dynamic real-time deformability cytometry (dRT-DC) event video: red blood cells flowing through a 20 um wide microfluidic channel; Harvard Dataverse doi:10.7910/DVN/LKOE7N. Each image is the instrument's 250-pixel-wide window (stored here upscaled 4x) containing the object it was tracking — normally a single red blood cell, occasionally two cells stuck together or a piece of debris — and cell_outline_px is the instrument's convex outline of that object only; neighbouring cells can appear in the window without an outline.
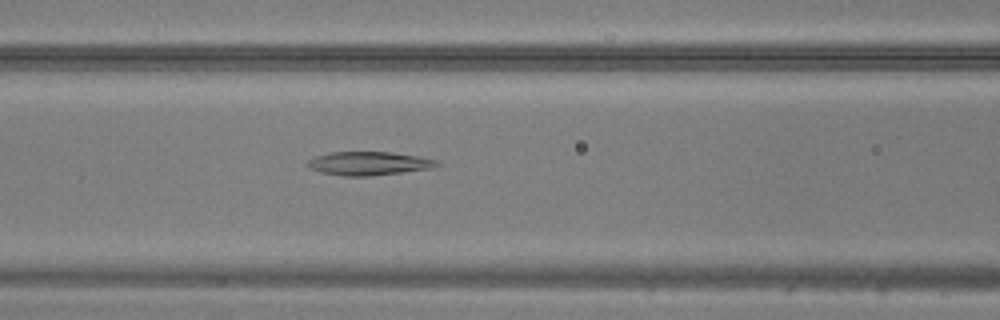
{"species": "common noctule bat (a hibernating species)", "species_latin": "Nyctalus noctula", "temperature_condition": "warm", "stored_images_in_passage": 35, "camera_frame_rate_fps": 3000, "um_per_image_px": 0.085, "animal": {"sex": "male", "body_mass_g": 20.5, "forearm_length_mm": 52.5}, "frame": {"image": 1, "passage_image": 8, "time_ms": 2.333, "image_size_px": [1000, 320], "cell_outline_px": [[440, 164], [432, 168], [368, 176], [344, 176], [320, 172], [312, 168], [308, 164], [308, 160], [316, 156], [332, 152], [392, 152], [416, 156], [436, 160]], "centroid_in_image_um": [31.34, 13.89], "position_along_channel_um": 135.3, "area_um2": 17.4}}
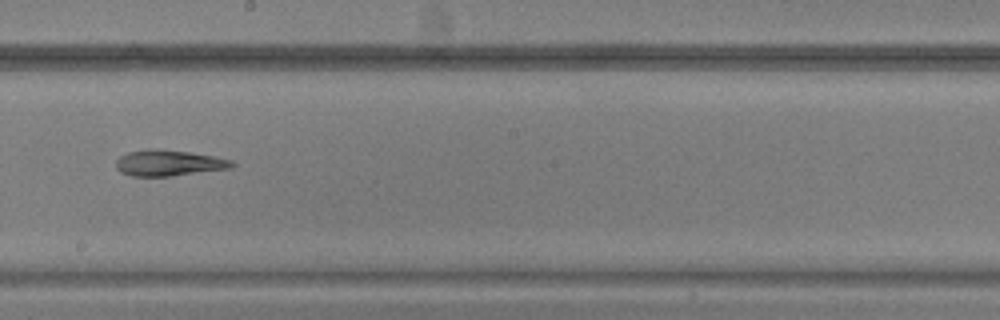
{"frame": {"image": 2, "passage_image": 15, "time_ms": 4.667, "image_size_px": [1000, 320], "cell_outline_px": [[236, 164], [232, 168], [172, 176], [132, 176], [120, 172], [116, 168], [116, 160], [120, 156], [128, 152], [148, 148], [156, 148], [188, 152], [212, 156], [232, 160]], "centroid_in_image_um": [14.33, 13.85], "position_along_channel_um": 233.9, "area_um2": 17.63}}
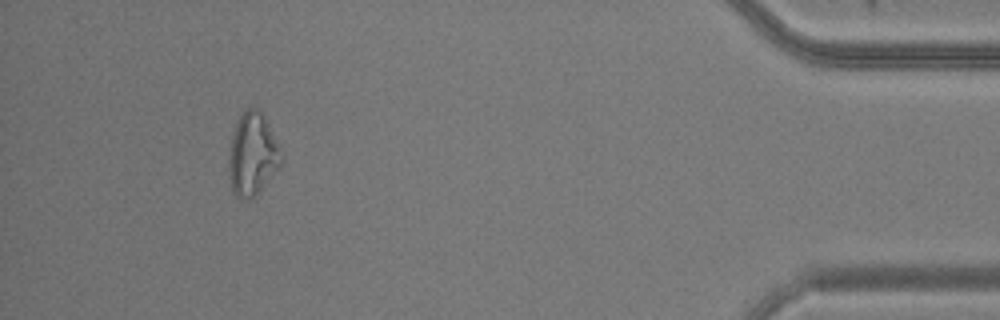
{"frame": {"image": 3, "passage_image": 32, "time_ms": 10.333, "image_size_px": [1000, 320], "cell_outline_px": [[284, 160], [280, 168], [248, 200], [240, 200], [232, 192], [228, 172], [228, 164], [232, 136], [236, 120], [244, 108], [256, 108], [264, 116]], "centroid_in_image_um": [21.43, 13.12], "position_along_channel_um": 413.8, "area_um2": 25.03}}